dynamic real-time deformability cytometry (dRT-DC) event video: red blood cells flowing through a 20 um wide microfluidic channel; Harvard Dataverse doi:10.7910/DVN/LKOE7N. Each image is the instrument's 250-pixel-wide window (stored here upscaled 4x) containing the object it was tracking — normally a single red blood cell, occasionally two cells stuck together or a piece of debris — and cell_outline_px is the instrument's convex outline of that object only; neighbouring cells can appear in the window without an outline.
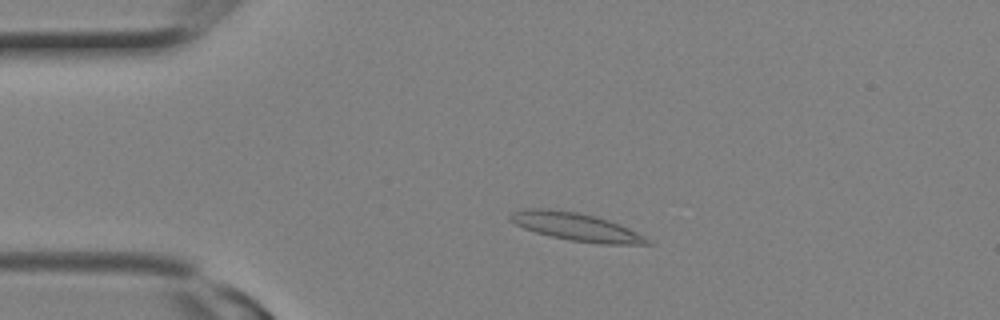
{"species": "Egyptian fruit bat (a non-hibernating species)", "species_latin": "Rousettus aegyptiacus", "temperature_condition": "room temperature", "stored_images_in_passage": 6, "camera_frame_rate_fps": 3000, "um_per_image_px": 0.085, "animal": {"sex": "female"}, "frame": {"image": 1, "passage_image": 4, "time_ms": 1.0, "image_size_px": [1000, 320], "cell_outline_px": [[652, 244], [600, 244], [568, 240], [536, 232], [524, 228], [508, 220], [508, 216], [512, 212], [524, 208], [548, 208], [576, 212], [596, 216], [608, 220], [628, 228], [644, 236]], "centroid_in_image_um": [48.91, 19.27], "position_along_channel_um": 36.1, "area_um2": 22.2}}